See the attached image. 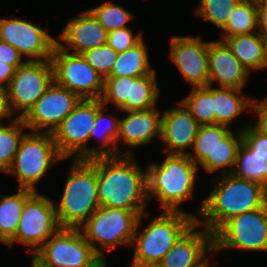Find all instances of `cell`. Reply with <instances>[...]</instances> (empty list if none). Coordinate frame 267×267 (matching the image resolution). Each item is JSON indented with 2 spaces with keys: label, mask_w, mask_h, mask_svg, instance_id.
Here are the masks:
<instances>
[{
  "label": "cell",
  "mask_w": 267,
  "mask_h": 267,
  "mask_svg": "<svg viewBox=\"0 0 267 267\" xmlns=\"http://www.w3.org/2000/svg\"><path fill=\"white\" fill-rule=\"evenodd\" d=\"M132 155L129 150L122 155L96 157L98 200L100 206L126 209L141 216L148 203L147 171Z\"/></svg>",
  "instance_id": "1"
},
{
  "label": "cell",
  "mask_w": 267,
  "mask_h": 267,
  "mask_svg": "<svg viewBox=\"0 0 267 267\" xmlns=\"http://www.w3.org/2000/svg\"><path fill=\"white\" fill-rule=\"evenodd\" d=\"M221 175L213 179L212 191L202 201L196 216V222L213 235L231 218L267 204L266 187L232 173Z\"/></svg>",
  "instance_id": "2"
},
{
  "label": "cell",
  "mask_w": 267,
  "mask_h": 267,
  "mask_svg": "<svg viewBox=\"0 0 267 267\" xmlns=\"http://www.w3.org/2000/svg\"><path fill=\"white\" fill-rule=\"evenodd\" d=\"M99 207L96 157L74 158L60 202L55 205L59 226L79 228Z\"/></svg>",
  "instance_id": "3"
},
{
  "label": "cell",
  "mask_w": 267,
  "mask_h": 267,
  "mask_svg": "<svg viewBox=\"0 0 267 267\" xmlns=\"http://www.w3.org/2000/svg\"><path fill=\"white\" fill-rule=\"evenodd\" d=\"M198 166L188 155L167 154L161 163H151L147 171L148 201L157 198L163 211H182L178 206L193 196Z\"/></svg>",
  "instance_id": "4"
},
{
  "label": "cell",
  "mask_w": 267,
  "mask_h": 267,
  "mask_svg": "<svg viewBox=\"0 0 267 267\" xmlns=\"http://www.w3.org/2000/svg\"><path fill=\"white\" fill-rule=\"evenodd\" d=\"M145 212L139 217L131 246L135 247L133 264L158 266L167 252L183 233L196 221V213L185 211H162L156 218L138 232ZM139 233V234H138Z\"/></svg>",
  "instance_id": "5"
},
{
  "label": "cell",
  "mask_w": 267,
  "mask_h": 267,
  "mask_svg": "<svg viewBox=\"0 0 267 267\" xmlns=\"http://www.w3.org/2000/svg\"><path fill=\"white\" fill-rule=\"evenodd\" d=\"M52 133L29 132L20 140L13 162L6 173L17 177L18 188L37 191L36 183L51 164L64 160Z\"/></svg>",
  "instance_id": "6"
},
{
  "label": "cell",
  "mask_w": 267,
  "mask_h": 267,
  "mask_svg": "<svg viewBox=\"0 0 267 267\" xmlns=\"http://www.w3.org/2000/svg\"><path fill=\"white\" fill-rule=\"evenodd\" d=\"M139 217L134 211L100 206L80 230L94 252L104 259L102 250L131 246Z\"/></svg>",
  "instance_id": "7"
},
{
  "label": "cell",
  "mask_w": 267,
  "mask_h": 267,
  "mask_svg": "<svg viewBox=\"0 0 267 267\" xmlns=\"http://www.w3.org/2000/svg\"><path fill=\"white\" fill-rule=\"evenodd\" d=\"M43 267H94L102 259L80 228L60 227L32 256Z\"/></svg>",
  "instance_id": "8"
},
{
  "label": "cell",
  "mask_w": 267,
  "mask_h": 267,
  "mask_svg": "<svg viewBox=\"0 0 267 267\" xmlns=\"http://www.w3.org/2000/svg\"><path fill=\"white\" fill-rule=\"evenodd\" d=\"M54 81L51 60L26 61L19 66L5 89L6 102L11 116L23 118Z\"/></svg>",
  "instance_id": "9"
},
{
  "label": "cell",
  "mask_w": 267,
  "mask_h": 267,
  "mask_svg": "<svg viewBox=\"0 0 267 267\" xmlns=\"http://www.w3.org/2000/svg\"><path fill=\"white\" fill-rule=\"evenodd\" d=\"M97 114V99H81L52 133L59 153L65 158H93V148L87 147Z\"/></svg>",
  "instance_id": "10"
},
{
  "label": "cell",
  "mask_w": 267,
  "mask_h": 267,
  "mask_svg": "<svg viewBox=\"0 0 267 267\" xmlns=\"http://www.w3.org/2000/svg\"><path fill=\"white\" fill-rule=\"evenodd\" d=\"M51 61L54 81L81 99H101L104 78L85 60L82 55L67 52L57 43Z\"/></svg>",
  "instance_id": "11"
},
{
  "label": "cell",
  "mask_w": 267,
  "mask_h": 267,
  "mask_svg": "<svg viewBox=\"0 0 267 267\" xmlns=\"http://www.w3.org/2000/svg\"><path fill=\"white\" fill-rule=\"evenodd\" d=\"M267 251V204L228 220L214 234V251Z\"/></svg>",
  "instance_id": "12"
},
{
  "label": "cell",
  "mask_w": 267,
  "mask_h": 267,
  "mask_svg": "<svg viewBox=\"0 0 267 267\" xmlns=\"http://www.w3.org/2000/svg\"><path fill=\"white\" fill-rule=\"evenodd\" d=\"M60 228L55 204L35 191L24 203L15 237V242L29 246L32 256Z\"/></svg>",
  "instance_id": "13"
},
{
  "label": "cell",
  "mask_w": 267,
  "mask_h": 267,
  "mask_svg": "<svg viewBox=\"0 0 267 267\" xmlns=\"http://www.w3.org/2000/svg\"><path fill=\"white\" fill-rule=\"evenodd\" d=\"M80 100L75 93L53 81L22 119L31 132L53 133Z\"/></svg>",
  "instance_id": "14"
},
{
  "label": "cell",
  "mask_w": 267,
  "mask_h": 267,
  "mask_svg": "<svg viewBox=\"0 0 267 267\" xmlns=\"http://www.w3.org/2000/svg\"><path fill=\"white\" fill-rule=\"evenodd\" d=\"M0 40L30 57L28 61L51 60L58 41L39 26L13 15L10 19L0 18Z\"/></svg>",
  "instance_id": "15"
},
{
  "label": "cell",
  "mask_w": 267,
  "mask_h": 267,
  "mask_svg": "<svg viewBox=\"0 0 267 267\" xmlns=\"http://www.w3.org/2000/svg\"><path fill=\"white\" fill-rule=\"evenodd\" d=\"M170 57L193 87L209 85L208 45L200 37L174 36L170 43Z\"/></svg>",
  "instance_id": "16"
},
{
  "label": "cell",
  "mask_w": 267,
  "mask_h": 267,
  "mask_svg": "<svg viewBox=\"0 0 267 267\" xmlns=\"http://www.w3.org/2000/svg\"><path fill=\"white\" fill-rule=\"evenodd\" d=\"M161 141L166 154L188 155L186 148L193 147L200 124L180 101L177 107L163 111Z\"/></svg>",
  "instance_id": "17"
},
{
  "label": "cell",
  "mask_w": 267,
  "mask_h": 267,
  "mask_svg": "<svg viewBox=\"0 0 267 267\" xmlns=\"http://www.w3.org/2000/svg\"><path fill=\"white\" fill-rule=\"evenodd\" d=\"M199 227L195 221L174 243L158 266L195 267L206 258L205 255L214 251V235L206 228L204 231L197 230Z\"/></svg>",
  "instance_id": "18"
},
{
  "label": "cell",
  "mask_w": 267,
  "mask_h": 267,
  "mask_svg": "<svg viewBox=\"0 0 267 267\" xmlns=\"http://www.w3.org/2000/svg\"><path fill=\"white\" fill-rule=\"evenodd\" d=\"M58 38L67 45L57 41L61 48L73 54L82 55L93 48L107 44L108 31L98 22L93 14L86 10L80 16L71 18Z\"/></svg>",
  "instance_id": "19"
},
{
  "label": "cell",
  "mask_w": 267,
  "mask_h": 267,
  "mask_svg": "<svg viewBox=\"0 0 267 267\" xmlns=\"http://www.w3.org/2000/svg\"><path fill=\"white\" fill-rule=\"evenodd\" d=\"M209 85L242 90L247 85L249 71L234 56L227 44L212 41L208 45Z\"/></svg>",
  "instance_id": "20"
},
{
  "label": "cell",
  "mask_w": 267,
  "mask_h": 267,
  "mask_svg": "<svg viewBox=\"0 0 267 267\" xmlns=\"http://www.w3.org/2000/svg\"><path fill=\"white\" fill-rule=\"evenodd\" d=\"M125 118L119 119V136L117 138L131 147L149 143L153 137L161 140L162 116L156 107L146 111H127ZM119 139V140H118Z\"/></svg>",
  "instance_id": "21"
},
{
  "label": "cell",
  "mask_w": 267,
  "mask_h": 267,
  "mask_svg": "<svg viewBox=\"0 0 267 267\" xmlns=\"http://www.w3.org/2000/svg\"><path fill=\"white\" fill-rule=\"evenodd\" d=\"M220 40L227 44L234 56L249 73L251 69L258 70L267 67L265 40L258 32L222 37Z\"/></svg>",
  "instance_id": "22"
},
{
  "label": "cell",
  "mask_w": 267,
  "mask_h": 267,
  "mask_svg": "<svg viewBox=\"0 0 267 267\" xmlns=\"http://www.w3.org/2000/svg\"><path fill=\"white\" fill-rule=\"evenodd\" d=\"M159 91L155 70L147 75L130 77L129 98L119 109L124 112L153 109L156 107Z\"/></svg>",
  "instance_id": "23"
},
{
  "label": "cell",
  "mask_w": 267,
  "mask_h": 267,
  "mask_svg": "<svg viewBox=\"0 0 267 267\" xmlns=\"http://www.w3.org/2000/svg\"><path fill=\"white\" fill-rule=\"evenodd\" d=\"M242 90L234 88H213V106L215 124L227 126L240 116L242 112L251 107L253 98L240 96Z\"/></svg>",
  "instance_id": "24"
},
{
  "label": "cell",
  "mask_w": 267,
  "mask_h": 267,
  "mask_svg": "<svg viewBox=\"0 0 267 267\" xmlns=\"http://www.w3.org/2000/svg\"><path fill=\"white\" fill-rule=\"evenodd\" d=\"M105 105L101 99H97V114L94 125L91 128L89 141L92 138H97L101 141L99 147L93 148V158L98 156H117L122 155L117 146V138L119 136V118L115 115H103ZM109 119L107 126L102 129L104 120ZM102 131V132H101ZM111 146V147H110ZM120 152V153H119Z\"/></svg>",
  "instance_id": "25"
},
{
  "label": "cell",
  "mask_w": 267,
  "mask_h": 267,
  "mask_svg": "<svg viewBox=\"0 0 267 267\" xmlns=\"http://www.w3.org/2000/svg\"><path fill=\"white\" fill-rule=\"evenodd\" d=\"M35 191L27 188H18L12 195L0 199V241L8 244L14 237L20 222L25 201Z\"/></svg>",
  "instance_id": "26"
},
{
  "label": "cell",
  "mask_w": 267,
  "mask_h": 267,
  "mask_svg": "<svg viewBox=\"0 0 267 267\" xmlns=\"http://www.w3.org/2000/svg\"><path fill=\"white\" fill-rule=\"evenodd\" d=\"M147 51V46L142 40L133 48L118 53L109 76L134 78L152 73L155 69H151Z\"/></svg>",
  "instance_id": "27"
},
{
  "label": "cell",
  "mask_w": 267,
  "mask_h": 267,
  "mask_svg": "<svg viewBox=\"0 0 267 267\" xmlns=\"http://www.w3.org/2000/svg\"><path fill=\"white\" fill-rule=\"evenodd\" d=\"M238 178L250 180L267 188V158L255 154L243 140L232 171Z\"/></svg>",
  "instance_id": "28"
},
{
  "label": "cell",
  "mask_w": 267,
  "mask_h": 267,
  "mask_svg": "<svg viewBox=\"0 0 267 267\" xmlns=\"http://www.w3.org/2000/svg\"><path fill=\"white\" fill-rule=\"evenodd\" d=\"M232 131L224 125H200L193 149L188 156L198 166L204 160H214V151L219 143Z\"/></svg>",
  "instance_id": "29"
},
{
  "label": "cell",
  "mask_w": 267,
  "mask_h": 267,
  "mask_svg": "<svg viewBox=\"0 0 267 267\" xmlns=\"http://www.w3.org/2000/svg\"><path fill=\"white\" fill-rule=\"evenodd\" d=\"M256 28H258L257 4L241 0L221 29L222 37L255 33Z\"/></svg>",
  "instance_id": "30"
},
{
  "label": "cell",
  "mask_w": 267,
  "mask_h": 267,
  "mask_svg": "<svg viewBox=\"0 0 267 267\" xmlns=\"http://www.w3.org/2000/svg\"><path fill=\"white\" fill-rule=\"evenodd\" d=\"M235 134L231 132L219 143L214 151V160H204L200 164L206 172L213 173L221 168V174L232 173L238 148L242 144V131Z\"/></svg>",
  "instance_id": "31"
},
{
  "label": "cell",
  "mask_w": 267,
  "mask_h": 267,
  "mask_svg": "<svg viewBox=\"0 0 267 267\" xmlns=\"http://www.w3.org/2000/svg\"><path fill=\"white\" fill-rule=\"evenodd\" d=\"M181 102L187 107L200 125L215 124L213 86L193 87Z\"/></svg>",
  "instance_id": "32"
},
{
  "label": "cell",
  "mask_w": 267,
  "mask_h": 267,
  "mask_svg": "<svg viewBox=\"0 0 267 267\" xmlns=\"http://www.w3.org/2000/svg\"><path fill=\"white\" fill-rule=\"evenodd\" d=\"M4 124V125H3ZM9 124V125H8ZM0 123V171L7 172L27 128L22 118L15 117L10 123Z\"/></svg>",
  "instance_id": "33"
},
{
  "label": "cell",
  "mask_w": 267,
  "mask_h": 267,
  "mask_svg": "<svg viewBox=\"0 0 267 267\" xmlns=\"http://www.w3.org/2000/svg\"><path fill=\"white\" fill-rule=\"evenodd\" d=\"M240 1L241 0H200L194 13L222 29L226 25L231 12Z\"/></svg>",
  "instance_id": "34"
},
{
  "label": "cell",
  "mask_w": 267,
  "mask_h": 267,
  "mask_svg": "<svg viewBox=\"0 0 267 267\" xmlns=\"http://www.w3.org/2000/svg\"><path fill=\"white\" fill-rule=\"evenodd\" d=\"M88 10L108 32L120 28H127L128 26L126 24L133 16L121 6L110 1Z\"/></svg>",
  "instance_id": "35"
},
{
  "label": "cell",
  "mask_w": 267,
  "mask_h": 267,
  "mask_svg": "<svg viewBox=\"0 0 267 267\" xmlns=\"http://www.w3.org/2000/svg\"><path fill=\"white\" fill-rule=\"evenodd\" d=\"M130 77L108 76L104 79V91L101 97L103 105L113 103L118 109L129 98Z\"/></svg>",
  "instance_id": "36"
},
{
  "label": "cell",
  "mask_w": 267,
  "mask_h": 267,
  "mask_svg": "<svg viewBox=\"0 0 267 267\" xmlns=\"http://www.w3.org/2000/svg\"><path fill=\"white\" fill-rule=\"evenodd\" d=\"M82 56L105 79L111 74L118 53L105 44L85 52Z\"/></svg>",
  "instance_id": "37"
},
{
  "label": "cell",
  "mask_w": 267,
  "mask_h": 267,
  "mask_svg": "<svg viewBox=\"0 0 267 267\" xmlns=\"http://www.w3.org/2000/svg\"><path fill=\"white\" fill-rule=\"evenodd\" d=\"M143 39L142 34L134 35L131 28H120L108 32L107 45L112 47L117 53L133 48Z\"/></svg>",
  "instance_id": "38"
},
{
  "label": "cell",
  "mask_w": 267,
  "mask_h": 267,
  "mask_svg": "<svg viewBox=\"0 0 267 267\" xmlns=\"http://www.w3.org/2000/svg\"><path fill=\"white\" fill-rule=\"evenodd\" d=\"M242 140L252 149L255 154L267 158V135L257 132L251 125L242 127Z\"/></svg>",
  "instance_id": "39"
},
{
  "label": "cell",
  "mask_w": 267,
  "mask_h": 267,
  "mask_svg": "<svg viewBox=\"0 0 267 267\" xmlns=\"http://www.w3.org/2000/svg\"><path fill=\"white\" fill-rule=\"evenodd\" d=\"M256 111L258 121L251 126L259 133L267 135V98L260 102L253 98L249 111Z\"/></svg>",
  "instance_id": "40"
},
{
  "label": "cell",
  "mask_w": 267,
  "mask_h": 267,
  "mask_svg": "<svg viewBox=\"0 0 267 267\" xmlns=\"http://www.w3.org/2000/svg\"><path fill=\"white\" fill-rule=\"evenodd\" d=\"M0 61L17 69L27 60H22V55L16 48L0 40Z\"/></svg>",
  "instance_id": "41"
},
{
  "label": "cell",
  "mask_w": 267,
  "mask_h": 267,
  "mask_svg": "<svg viewBox=\"0 0 267 267\" xmlns=\"http://www.w3.org/2000/svg\"><path fill=\"white\" fill-rule=\"evenodd\" d=\"M258 30L257 32L267 38V0L257 2Z\"/></svg>",
  "instance_id": "42"
},
{
  "label": "cell",
  "mask_w": 267,
  "mask_h": 267,
  "mask_svg": "<svg viewBox=\"0 0 267 267\" xmlns=\"http://www.w3.org/2000/svg\"><path fill=\"white\" fill-rule=\"evenodd\" d=\"M16 69L9 64L0 61V87L6 89L15 75Z\"/></svg>",
  "instance_id": "43"
},
{
  "label": "cell",
  "mask_w": 267,
  "mask_h": 267,
  "mask_svg": "<svg viewBox=\"0 0 267 267\" xmlns=\"http://www.w3.org/2000/svg\"><path fill=\"white\" fill-rule=\"evenodd\" d=\"M10 113L7 107L6 102V92L5 89L0 87V123H2L3 119L9 118Z\"/></svg>",
  "instance_id": "44"
},
{
  "label": "cell",
  "mask_w": 267,
  "mask_h": 267,
  "mask_svg": "<svg viewBox=\"0 0 267 267\" xmlns=\"http://www.w3.org/2000/svg\"><path fill=\"white\" fill-rule=\"evenodd\" d=\"M209 258H205L202 260L199 264H197L195 267H213L210 265Z\"/></svg>",
  "instance_id": "45"
},
{
  "label": "cell",
  "mask_w": 267,
  "mask_h": 267,
  "mask_svg": "<svg viewBox=\"0 0 267 267\" xmlns=\"http://www.w3.org/2000/svg\"><path fill=\"white\" fill-rule=\"evenodd\" d=\"M105 259H102L99 263H97L94 267H108Z\"/></svg>",
  "instance_id": "46"
},
{
  "label": "cell",
  "mask_w": 267,
  "mask_h": 267,
  "mask_svg": "<svg viewBox=\"0 0 267 267\" xmlns=\"http://www.w3.org/2000/svg\"><path fill=\"white\" fill-rule=\"evenodd\" d=\"M31 267H43L40 264H38L33 258L31 259Z\"/></svg>",
  "instance_id": "47"
},
{
  "label": "cell",
  "mask_w": 267,
  "mask_h": 267,
  "mask_svg": "<svg viewBox=\"0 0 267 267\" xmlns=\"http://www.w3.org/2000/svg\"><path fill=\"white\" fill-rule=\"evenodd\" d=\"M264 40H265V56L267 61V38H264Z\"/></svg>",
  "instance_id": "48"
},
{
  "label": "cell",
  "mask_w": 267,
  "mask_h": 267,
  "mask_svg": "<svg viewBox=\"0 0 267 267\" xmlns=\"http://www.w3.org/2000/svg\"><path fill=\"white\" fill-rule=\"evenodd\" d=\"M130 267H149V266H140V265H136V264L131 263Z\"/></svg>",
  "instance_id": "49"
},
{
  "label": "cell",
  "mask_w": 267,
  "mask_h": 267,
  "mask_svg": "<svg viewBox=\"0 0 267 267\" xmlns=\"http://www.w3.org/2000/svg\"><path fill=\"white\" fill-rule=\"evenodd\" d=\"M243 1H250V2H255V3H257V2H260V1H263V0H243Z\"/></svg>",
  "instance_id": "50"
}]
</instances>
